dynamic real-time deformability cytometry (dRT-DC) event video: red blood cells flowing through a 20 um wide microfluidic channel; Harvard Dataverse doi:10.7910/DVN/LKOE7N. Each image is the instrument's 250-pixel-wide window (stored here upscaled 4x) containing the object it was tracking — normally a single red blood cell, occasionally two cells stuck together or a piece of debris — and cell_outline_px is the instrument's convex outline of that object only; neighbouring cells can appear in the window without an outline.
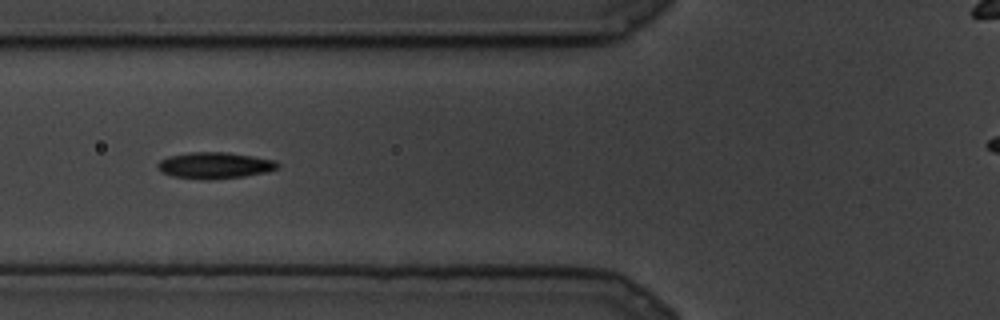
{"species": "common noctule bat (a hibernating species)", "species_latin": "Nyctalus noctula", "temperature_condition": "cold", "stored_images_in_passage": 13, "camera_frame_rate_fps": 3000, "um_per_image_px": 0.085, "animal": {"sex": "male", "body_mass_g": 19.5, "forearm_length_mm": 54.6}, "frame": {"image": 1, "passage_image": 10, "time_ms": 3.0, "image_size_px": [1000, 320], "cell_outline_px": [[280, 164], [276, 168], [268, 172], [244, 176], [172, 176], [160, 172], [156, 168], [156, 164], [160, 160], [168, 156], [188, 152], [228, 152], [276, 160]], "centroid_in_image_um": [18.25, 13.99], "position_along_channel_um": 107.5, "area_um2": 17.57}}
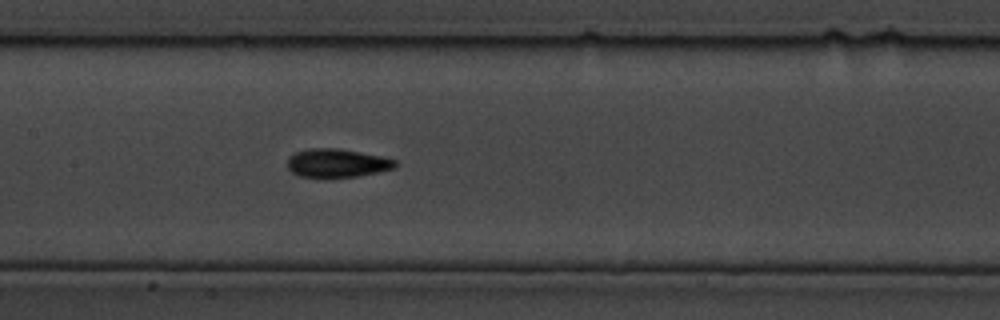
{"frame": {"image": 2, "passage_image": 13, "time_ms": 4.0, "image_size_px": [1000, 320], "cell_outline_px": [[396, 168], [356, 176], [300, 176], [292, 172], [288, 168], [288, 156], [296, 152], [308, 148], [340, 148], [384, 156], [396, 160]], "centroid_in_image_um": [28.67, 13.83], "position_along_channel_um": 178.7, "area_um2": 17.74}}